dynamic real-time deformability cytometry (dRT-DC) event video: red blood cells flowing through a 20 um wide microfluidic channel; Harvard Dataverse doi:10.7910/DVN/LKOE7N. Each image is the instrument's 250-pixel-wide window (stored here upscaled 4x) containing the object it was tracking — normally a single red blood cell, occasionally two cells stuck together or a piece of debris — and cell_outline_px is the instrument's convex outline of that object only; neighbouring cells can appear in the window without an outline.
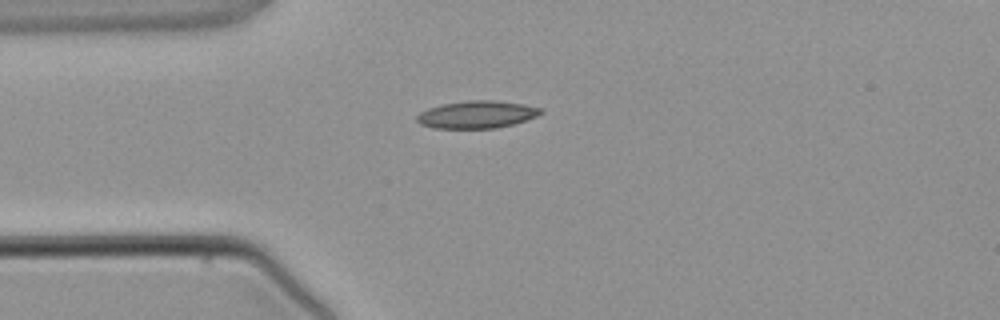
{"species": "common noctule bat (a hibernating species)", "species_latin": "Nyctalus noctula", "temperature_condition": "warm", "stored_images_in_passage": 1, "camera_frame_rate_fps": 3000, "um_per_image_px": 0.085, "animal": {"sex": "male", "body_mass_g": 21.5, "forearm_length_mm": 52.0}, "frame": {"image": 1, "passage_image": 1, "time_ms": 0.0, "image_size_px": [1000, 320], "cell_outline_px": [[544, 112], [536, 116], [512, 124], [496, 128], [432, 128], [420, 124], [416, 120], [416, 116], [420, 112], [428, 108], [444, 104], [468, 100], [496, 100], [524, 104], [544, 108]], "centroid_in_image_um": [40.54, 9.73], "position_along_channel_um": 44.5, "area_um2": 19.83}}